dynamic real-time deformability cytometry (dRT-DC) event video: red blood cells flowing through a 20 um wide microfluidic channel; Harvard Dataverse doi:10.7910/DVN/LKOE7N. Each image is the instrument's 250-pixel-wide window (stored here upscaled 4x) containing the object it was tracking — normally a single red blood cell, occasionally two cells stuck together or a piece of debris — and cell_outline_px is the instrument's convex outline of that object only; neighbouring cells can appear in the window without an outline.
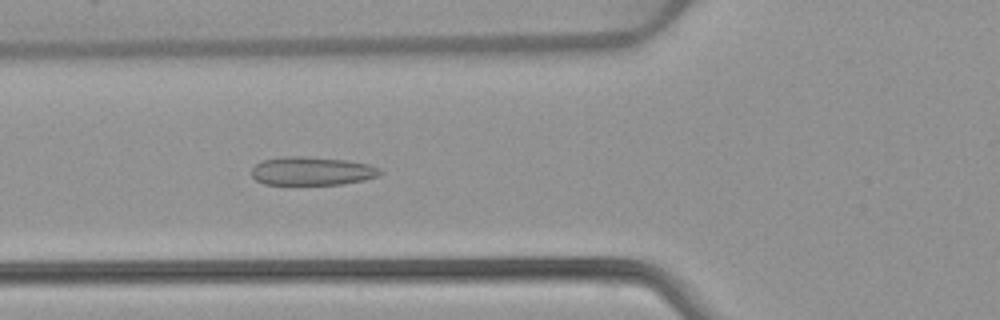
{"species": "common noctule bat (a hibernating species)", "species_latin": "Nyctalus noctula", "temperature_condition": "warm", "stored_images_in_passage": 52, "camera_frame_rate_fps": 3000, "um_per_image_px": 0.085, "animal": {"sex": "female", "body_mass_g": 22.7, "forearm_length_mm": 54.2}, "frame": {"image": 1, "passage_image": 19, "time_ms": 6.0, "image_size_px": [1000, 320], "cell_outline_px": [[384, 172], [380, 176], [364, 180], [340, 184], [264, 184], [256, 180], [252, 176], [252, 168], [260, 160], [284, 156], [304, 156], [348, 160], [368, 164], [380, 168]], "centroid_in_image_um": [26.53, 14.53], "position_along_channel_um": 99.3, "area_um2": 21.5}}
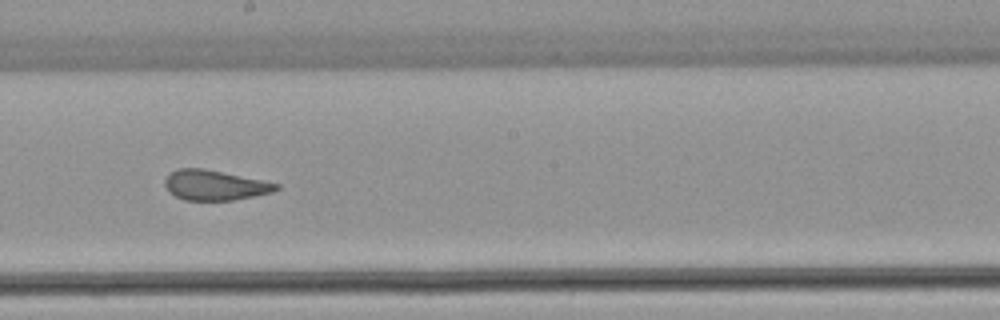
{"frame": {"image": 2, "passage_image": 29, "time_ms": 9.333, "image_size_px": [1000, 320], "cell_outline_px": [[280, 188], [272, 192], [232, 200], [184, 200], [168, 192], [164, 184], [164, 180], [168, 172], [176, 168], [204, 168], [280, 184]], "centroid_in_image_um": [18.19, 15.73], "position_along_channel_um": 230.0, "area_um2": 19.54}}
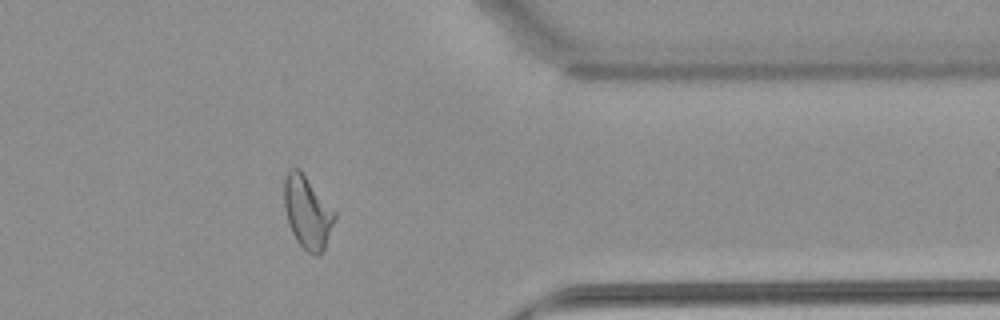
{"frame": {"image": 3, "passage_image": 42, "time_ms": 13.667, "image_size_px": [1000, 320], "cell_outline_px": [[336, 216], [324, 248], [316, 256], [308, 252], [296, 240], [288, 224], [284, 208], [284, 180], [288, 168], [300, 168], [336, 212]], "centroid_in_image_um": [26.11, 17.99], "position_along_channel_um": 385.3, "area_um2": 21.33}, "authors_computed_cell_mechanics": {"area_um2": 21.9929, "velocity_mm_per_s": 3.9196, "shape_relaxation_time_tau1_ms": null, "shape_relaxation_time_tau2_ms": 1.0647, "deformation_change_tau1": null, "deformation_change_tau2": 0.0944}}